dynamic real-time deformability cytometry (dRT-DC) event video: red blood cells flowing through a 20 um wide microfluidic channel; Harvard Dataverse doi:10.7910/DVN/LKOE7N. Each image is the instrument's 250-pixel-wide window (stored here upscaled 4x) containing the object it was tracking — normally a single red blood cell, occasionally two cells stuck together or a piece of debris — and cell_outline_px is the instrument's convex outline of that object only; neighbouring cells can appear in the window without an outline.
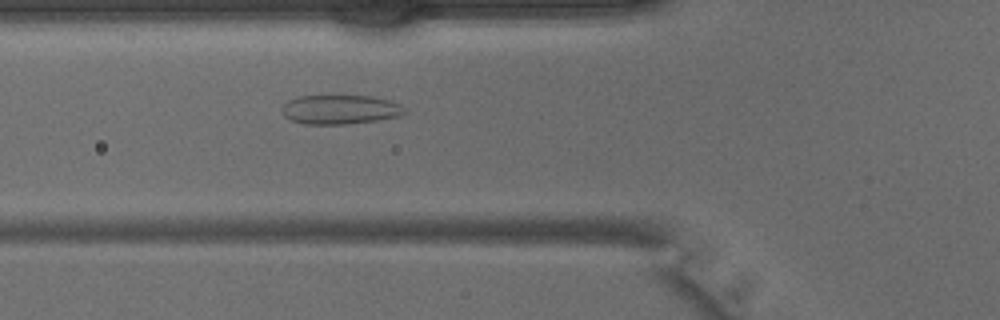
{"species": "common noctule bat (a hibernating species)", "species_latin": "Nyctalus noctula", "temperature_condition": "warm", "stored_images_in_passage": 42, "camera_frame_rate_fps": 3000, "um_per_image_px": 0.085, "animal": {"sex": "male", "body_mass_g": 15.6}, "frame": {"image": 1, "passage_image": 15, "time_ms": 4.667, "image_size_px": [1000, 320], "cell_outline_px": [[408, 112], [400, 116], [376, 120], [344, 124], [304, 124], [288, 120], [280, 112], [280, 108], [288, 100], [296, 96], [372, 96], [388, 100], [400, 104]], "centroid_in_image_um": [28.86, 9.31], "position_along_channel_um": 96.9, "area_um2": 21.1}}
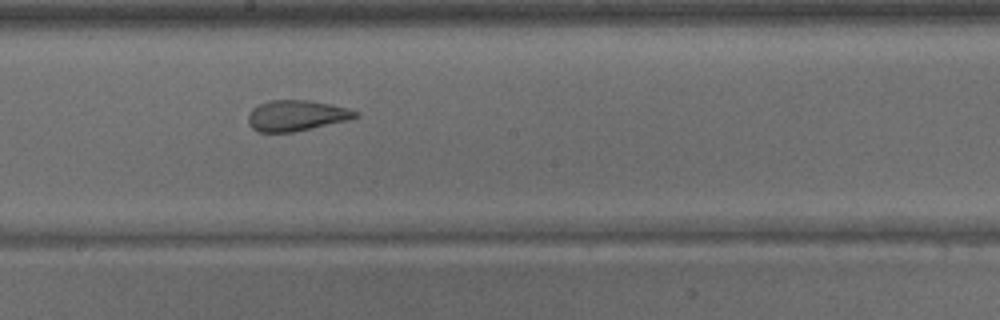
{"frame": {"image": 2, "passage_image": 23, "time_ms": 7.333, "image_size_px": [1000, 320], "cell_outline_px": [[360, 116], [348, 120], [312, 128], [292, 132], [260, 132], [252, 128], [248, 124], [248, 112], [252, 108], [268, 100], [308, 100], [348, 108], [360, 112]], "centroid_in_image_um": [25.18, 9.82], "position_along_channel_um": 223.0, "area_um2": 19.25}}
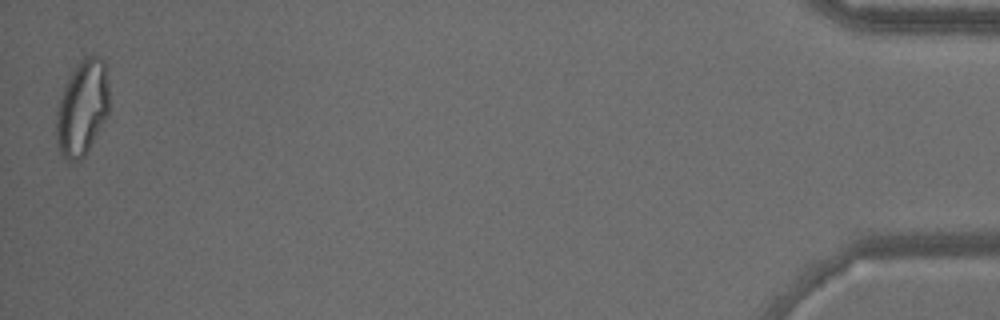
{"frame": {"image": 3, "passage_image": 42, "time_ms": 13.667, "image_size_px": [1000, 320], "cell_outline_px": [[108, 116], [84, 156], [80, 160], [68, 160], [60, 152], [56, 140], [56, 112], [64, 84], [76, 64], [80, 60], [92, 52], [100, 56], [104, 60], [108, 88]], "centroid_in_image_um": [6.99, 9.12], "position_along_channel_um": 428.2, "area_um2": 29.59}}